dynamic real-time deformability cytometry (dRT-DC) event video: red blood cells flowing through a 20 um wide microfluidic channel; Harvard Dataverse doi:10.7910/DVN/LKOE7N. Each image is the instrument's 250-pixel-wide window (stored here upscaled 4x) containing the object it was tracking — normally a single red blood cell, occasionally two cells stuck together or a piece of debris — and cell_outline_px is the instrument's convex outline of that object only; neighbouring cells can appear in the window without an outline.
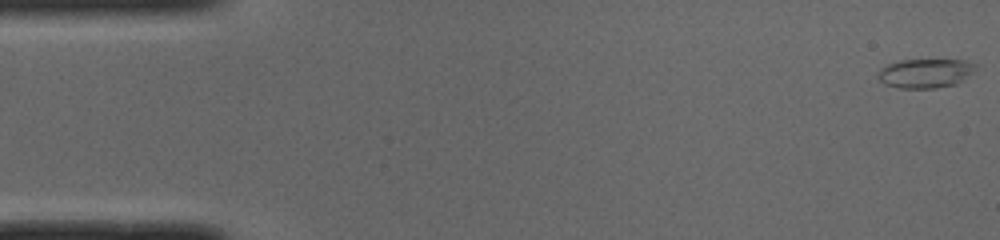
{"species": "common noctule bat (a hibernating species)", "species_latin": "Nyctalus noctula", "temperature_condition": "cold", "stored_images_in_passage": 50, "camera_frame_rate_fps": 3000, "um_per_image_px": 0.085, "animal": {"sex": "male", "body_mass_g": 19.0, "forearm_length_mm": 50.8}, "frame": {"image": 1, "passage_image": 1, "time_ms": 0.0, "image_size_px": [1000, 240], "cell_outline_px": [[976, 64], [972, 72], [956, 84], [936, 88], [900, 88], [884, 84], [876, 76], [880, 68], [888, 64], [900, 60], [964, 60]], "centroid_in_image_um": [78.6, 6.23], "position_along_channel_um": 6.4, "area_um2": 16.47}}
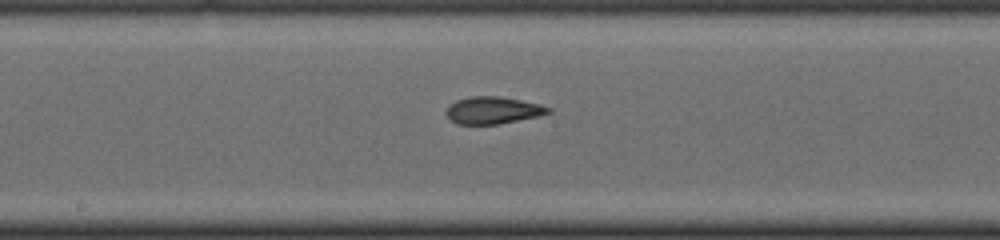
{"frame": {"image": 2, "passage_image": 26, "time_ms": 8.333, "image_size_px": [1000, 240], "cell_outline_px": [[552, 112], [540, 116], [500, 124], [456, 124], [448, 116], [448, 104], [456, 100], [472, 96], [496, 96], [520, 100], [540, 104], [552, 108]], "centroid_in_image_um": [41.95, 9.38], "position_along_channel_um": 206.3, "area_um2": 16.13}}
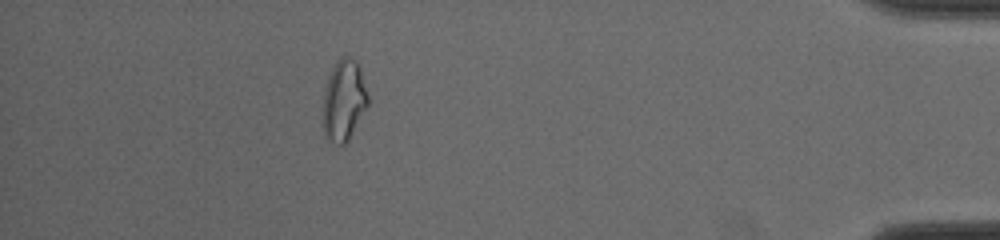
{"frame": {"image": 3, "passage_image": 45, "time_ms": 14.667, "image_size_px": [1000, 240], "cell_outline_px": [[368, 104], [348, 140], [344, 144], [336, 144], [328, 140], [324, 136], [324, 88], [328, 76], [332, 68], [340, 56], [348, 56], [356, 60], [360, 68], [368, 96]], "centroid_in_image_um": [29.22, 8.5], "position_along_channel_um": 406.0, "area_um2": 21.04}, "authors_computed_cell_mechanics": {"area_um2": 16.9643, "velocity_mm_per_s": 4.0053, "shape_relaxation_time_tau1_ms": null, "shape_relaxation_time_tau2_ms": 1.8021, "deformation_change_tau1": null, "deformation_change_tau2": 0.0867}}